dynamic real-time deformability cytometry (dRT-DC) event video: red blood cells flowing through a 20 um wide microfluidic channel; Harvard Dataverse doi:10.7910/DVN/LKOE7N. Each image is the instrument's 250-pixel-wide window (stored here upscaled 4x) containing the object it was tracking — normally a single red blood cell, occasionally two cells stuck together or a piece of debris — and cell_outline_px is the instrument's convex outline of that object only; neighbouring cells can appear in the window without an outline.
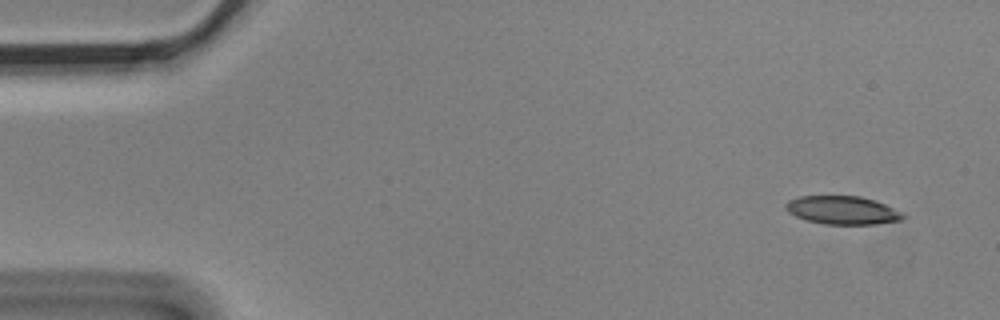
{"species": "Egyptian fruit bat (a non-hibernating species)", "species_latin": "Rousettus aegyptiacus", "temperature_condition": "cold", "stored_images_in_passage": 7, "camera_frame_rate_fps": 3000, "um_per_image_px": 0.085, "animal": {"sex": "male"}, "frame": {"image": 1, "passage_image": 1, "time_ms": 0.0, "image_size_px": [1000, 320], "cell_outline_px": [[908, 216], [904, 220], [876, 224], [824, 224], [808, 220], [796, 216], [788, 212], [784, 208], [784, 204], [788, 200], [800, 196], [860, 196], [876, 200], [904, 212]], "centroid_in_image_um": [71.67, 17.86], "position_along_channel_um": 13.3, "area_um2": 19.65}}
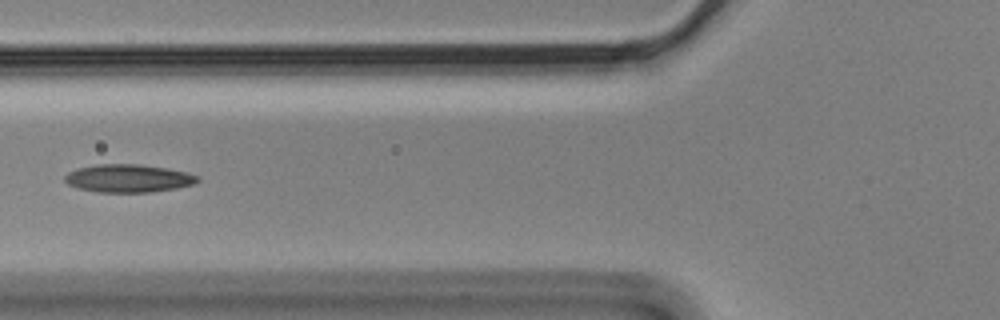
{"frame": {"image": 2, "passage_image": 6, "time_ms": 1.667, "image_size_px": [1000, 320], "cell_outline_px": [[200, 180], [192, 184], [176, 188], [152, 192], [100, 192], [80, 188], [68, 184], [64, 180], [64, 176], [68, 172], [76, 168], [96, 164], [140, 164], [168, 168], [200, 176]], "centroid_in_image_um": [10.9, 15.15], "position_along_channel_um": 114.9, "area_um2": 21.62}}
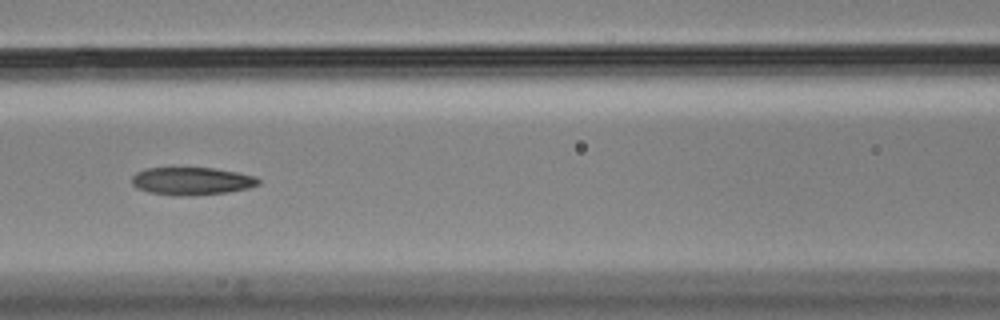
{"frame": {"image": 3, "passage_image": 7, "time_ms": 2.0, "image_size_px": [1000, 320], "cell_outline_px": [[260, 184], [248, 188], [228, 192], [188, 196], [148, 192], [136, 188], [132, 184], [132, 176], [136, 172], [144, 168], [212, 168], [236, 172], [252, 176], [260, 180]], "centroid_in_image_um": [16.26, 15.39], "position_along_channel_um": 150.3, "area_um2": 20.29}}